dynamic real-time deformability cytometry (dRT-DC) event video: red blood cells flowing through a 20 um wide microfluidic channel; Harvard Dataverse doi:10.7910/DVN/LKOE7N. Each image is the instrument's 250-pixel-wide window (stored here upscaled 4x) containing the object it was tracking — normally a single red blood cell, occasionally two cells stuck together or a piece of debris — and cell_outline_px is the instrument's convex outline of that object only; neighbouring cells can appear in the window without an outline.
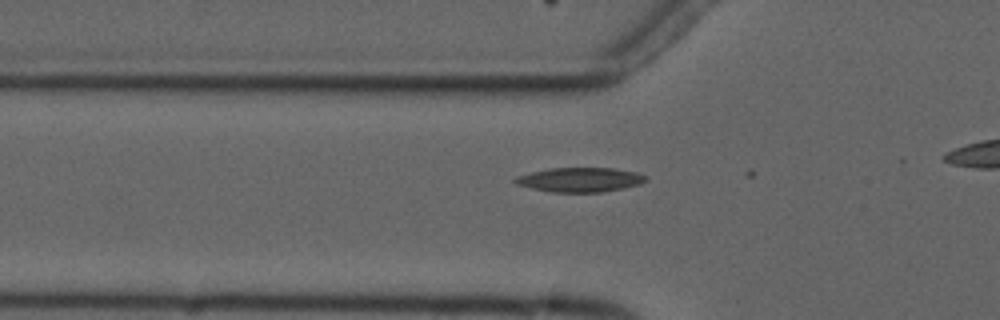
{"species": "common noctule bat (a hibernating species)", "species_latin": "Nyctalus noctula", "temperature_condition": "cold", "stored_images_in_passage": 4, "camera_frame_rate_fps": 3000, "um_per_image_px": 0.085, "animal": {"sex": "male", "forearm_length_mm": 52.5}, "frame": {"image": 1, "passage_image": 4, "time_ms": 3.667, "image_size_px": [1000, 320], "cell_outline_px": [[648, 180], [640, 184], [624, 188], [600, 192], [552, 192], [532, 188], [516, 184], [512, 180], [516, 176], [548, 168], [616, 168], [636, 172], [644, 176]], "centroid_in_image_um": [49.29, 15.27], "position_along_channel_um": 76.5, "area_um2": 18.55}}